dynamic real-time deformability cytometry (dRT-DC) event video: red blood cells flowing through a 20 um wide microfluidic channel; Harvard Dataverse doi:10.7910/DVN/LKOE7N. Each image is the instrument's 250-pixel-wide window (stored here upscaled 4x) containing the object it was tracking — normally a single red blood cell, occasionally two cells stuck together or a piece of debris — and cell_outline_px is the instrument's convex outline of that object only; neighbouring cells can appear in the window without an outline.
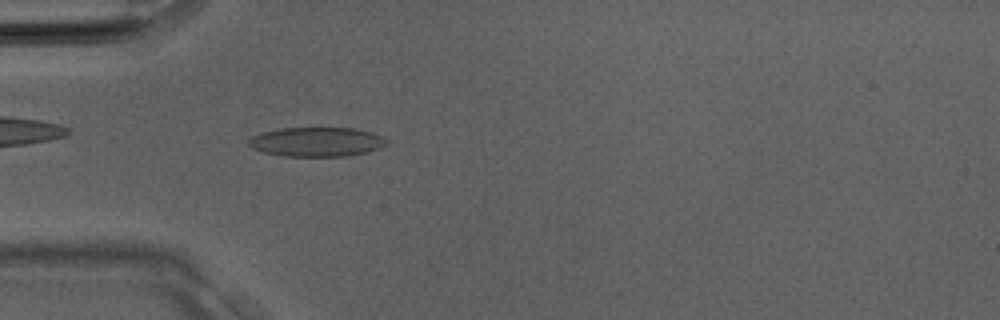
{"species": "Egyptian fruit bat (a non-hibernating species)", "species_latin": "Rousettus aegyptiacus", "temperature_condition": "room temperature", "stored_images_in_passage": 32, "camera_frame_rate_fps": 3000, "um_per_image_px": 0.085, "animal": {"sex": "male"}, "frame": {"image": 1, "passage_image": 9, "time_ms": 2.667, "image_size_px": [1000, 320], "cell_outline_px": [[388, 144], [380, 148], [368, 152], [348, 156], [284, 156], [264, 152], [252, 148], [248, 144], [248, 140], [252, 136], [264, 132], [280, 128], [356, 128], [372, 132], [384, 136], [388, 140]], "centroid_in_image_um": [26.97, 12.06], "position_along_channel_um": 58.0, "area_um2": 23.76}}
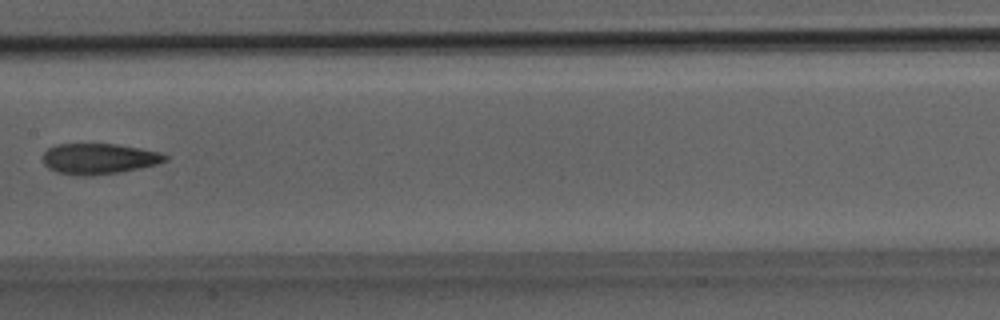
{"frame": {"image": 2, "passage_image": 16, "time_ms": 5.0, "image_size_px": [1000, 320], "cell_outline_px": [[168, 160], [156, 164], [140, 168], [120, 172], [92, 176], [76, 176], [56, 172], [48, 168], [44, 164], [44, 152], [48, 148], [56, 144], [116, 144], [140, 148], [160, 152], [168, 156]], "centroid_in_image_um": [8.4, 13.5], "position_along_channel_um": 199.0, "area_um2": 22.02}}
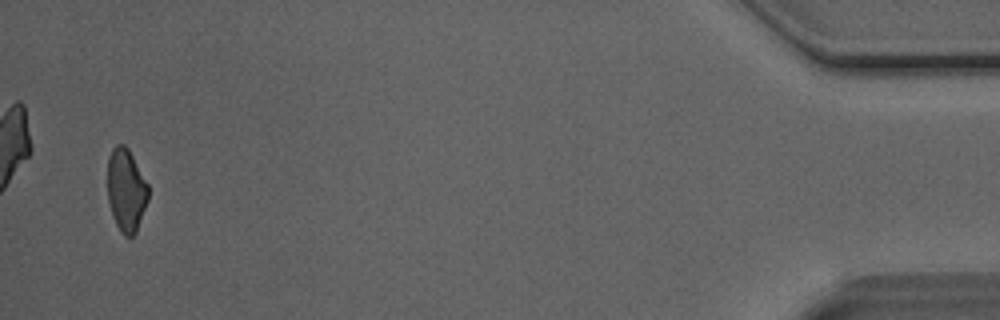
{"frame": {"image": 3, "passage_image": 31, "time_ms": 10.0, "image_size_px": [1000, 320], "cell_outline_px": [[148, 200], [136, 232], [132, 236], [124, 236], [120, 232], [112, 216], [108, 200], [108, 156], [112, 148], [116, 144], [124, 144], [128, 148], [148, 184]], "centroid_in_image_um": [10.71, 16.16], "position_along_channel_um": 424.5, "area_um2": 19.71}}